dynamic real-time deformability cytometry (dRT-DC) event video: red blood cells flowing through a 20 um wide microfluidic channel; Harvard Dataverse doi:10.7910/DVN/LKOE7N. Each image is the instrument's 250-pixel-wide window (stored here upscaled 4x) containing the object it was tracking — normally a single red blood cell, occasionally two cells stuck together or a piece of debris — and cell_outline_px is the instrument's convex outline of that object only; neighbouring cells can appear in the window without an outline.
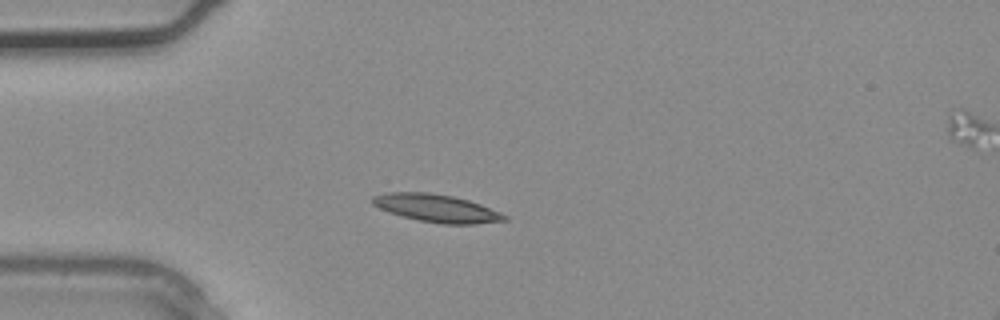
{"species": "common noctule bat (a hibernating species)", "species_latin": "Nyctalus noctula", "temperature_condition": "warm", "stored_images_in_passage": 3, "segment_of_instrument_passage": [1, 2], "camera_frame_rate_fps": 3000, "um_per_image_px": 0.085, "animal": {"sex": "male", "body_mass_g": 20.4}, "frame": {"image": 1, "passage_image": 2, "time_ms": 0.333, "image_size_px": [1000, 320], "cell_outline_px": [[508, 220], [476, 224], [444, 224], [420, 220], [388, 212], [372, 204], [368, 200], [372, 196], [388, 192], [428, 192], [452, 196], [468, 200], [480, 204], [500, 212], [508, 216]], "centroid_in_image_um": [37.09, 17.69], "position_along_channel_um": 47.9, "area_um2": 21.33}}